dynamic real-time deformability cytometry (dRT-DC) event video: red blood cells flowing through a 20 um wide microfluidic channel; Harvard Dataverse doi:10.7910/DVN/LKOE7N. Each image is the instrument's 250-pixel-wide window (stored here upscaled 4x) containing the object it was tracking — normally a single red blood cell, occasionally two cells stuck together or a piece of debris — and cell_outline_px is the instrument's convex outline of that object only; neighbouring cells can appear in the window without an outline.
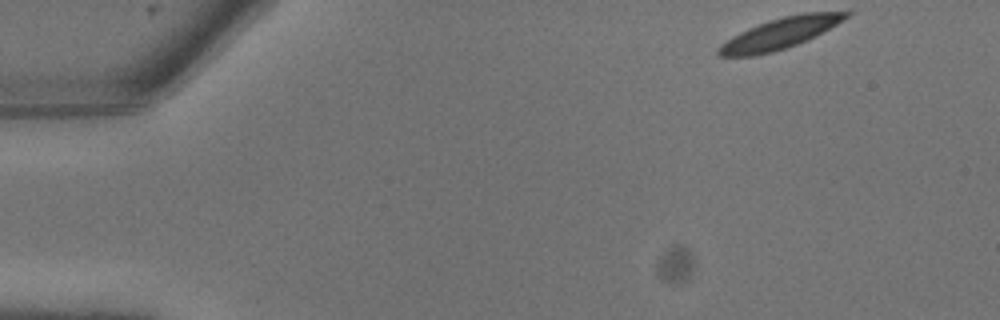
{"species": "common noctule bat (a hibernating species)", "species_latin": "Nyctalus noctula", "temperature_condition": "warm", "stored_images_in_passage": 23, "camera_frame_rate_fps": 3000, "um_per_image_px": 0.085, "animal": {"sex": "male", "body_mass_g": 13.3}, "frame": {"image": 1, "passage_image": 1, "time_ms": 0.0, "image_size_px": [1000, 320], "cell_outline_px": [[852, 12], [844, 20], [788, 48], [756, 56], [720, 56], [716, 52], [716, 48], [720, 44], [732, 36], [748, 28], [784, 16], [804, 12]], "centroid_in_image_um": [66.21, 2.86], "position_along_channel_um": 18.8, "area_um2": 22.43}}
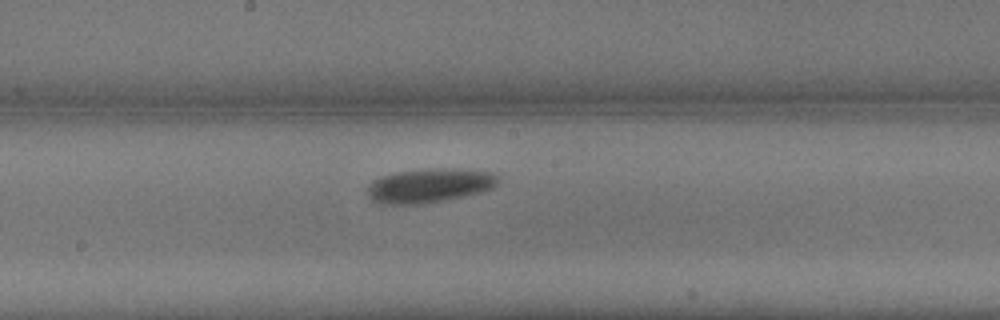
{"frame": {"image": 2, "passage_image": 12, "time_ms": 3.667, "image_size_px": [1000, 320], "cell_outline_px": [[500, 176], [496, 184], [492, 188], [484, 192], [424, 204], [380, 204], [372, 200], [368, 196], [368, 184], [384, 176], [396, 172], [424, 168], [468, 168], [496, 172]], "centroid_in_image_um": [36.58, 15.75], "position_along_channel_um": 211.6, "area_um2": 26.53}}
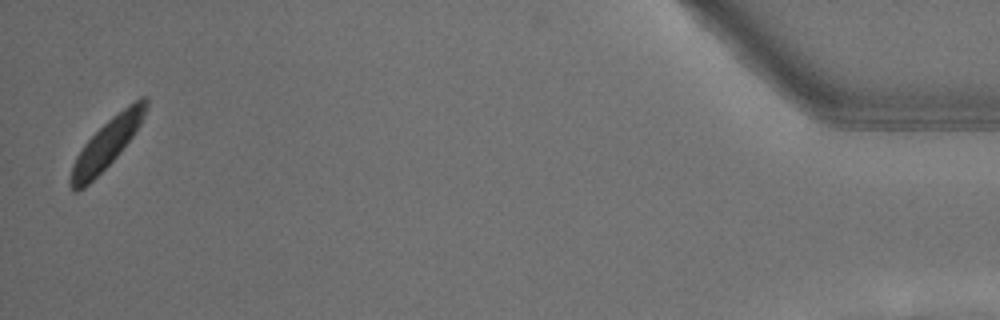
{"frame": {"image": 3, "passage_image": 23, "time_ms": 7.333, "image_size_px": [1000, 320], "cell_outline_px": [[148, 104], [144, 116], [140, 124], [132, 136], [120, 152], [84, 188], [76, 192], [72, 192], [68, 184], [68, 180], [72, 164], [76, 156], [84, 144], [112, 116], [128, 104], [140, 96], [148, 96]], "centroid_in_image_um": [9.05, 12.22], "position_along_channel_um": 426.2, "area_um2": 21.33}}